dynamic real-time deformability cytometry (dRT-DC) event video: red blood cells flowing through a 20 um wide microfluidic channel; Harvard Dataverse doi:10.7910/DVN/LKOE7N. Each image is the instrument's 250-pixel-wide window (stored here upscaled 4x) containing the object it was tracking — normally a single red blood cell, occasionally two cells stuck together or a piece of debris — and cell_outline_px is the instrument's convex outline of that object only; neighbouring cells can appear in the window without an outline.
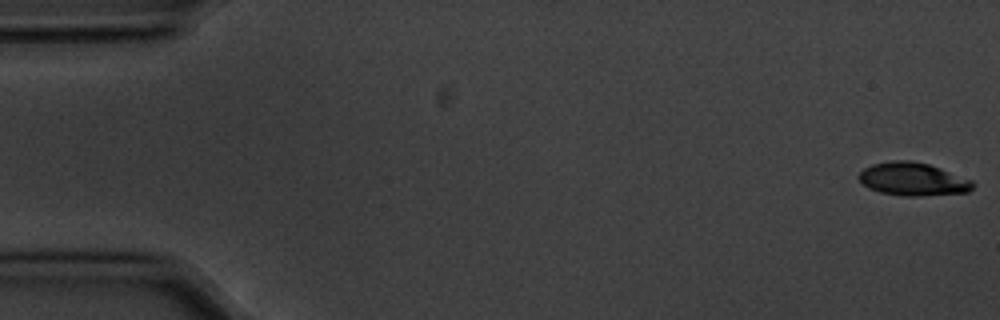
{"species": "common noctule bat (a hibernating species)", "species_latin": "Nyctalus noctula", "temperature_condition": "cold", "stored_images_in_passage": 12, "camera_frame_rate_fps": 3000, "um_per_image_px": 0.085, "animal": {"sex": "male", "body_mass_g": 20.1, "forearm_length_mm": 53.5}, "frame": {"image": 1, "passage_image": 1, "time_ms": 0.0, "image_size_px": [1000, 320], "cell_outline_px": [[976, 184], [968, 192], [912, 196], [904, 196], [880, 192], [868, 188], [856, 176], [864, 168], [872, 164], [892, 160], [908, 160], [928, 164], [940, 168], [972, 180]], "centroid_in_image_um": [77.58, 15.22], "position_along_channel_um": 7.4, "area_um2": 21.85}}